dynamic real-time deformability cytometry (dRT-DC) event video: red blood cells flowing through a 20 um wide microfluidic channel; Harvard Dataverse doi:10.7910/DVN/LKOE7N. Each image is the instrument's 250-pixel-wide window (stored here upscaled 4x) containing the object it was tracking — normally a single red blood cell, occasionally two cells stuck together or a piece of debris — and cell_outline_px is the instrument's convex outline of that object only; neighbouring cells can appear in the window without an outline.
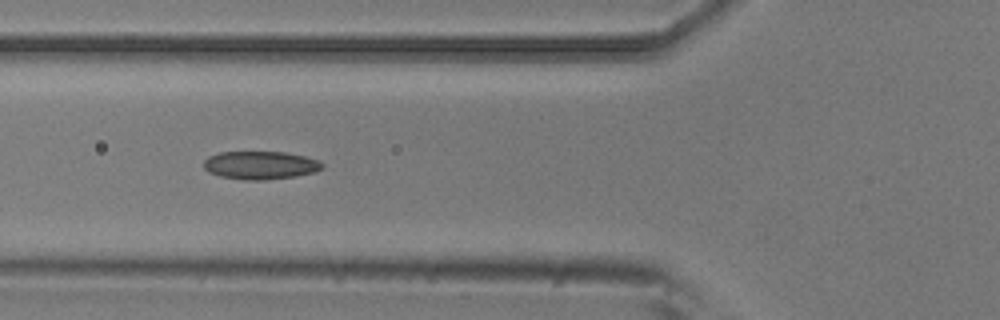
{"species": "common noctule bat (a hibernating species)", "species_latin": "Nyctalus noctula", "temperature_condition": "room temperature", "stored_images_in_passage": 6, "camera_frame_rate_fps": 3000, "um_per_image_px": 0.085, "animal": {"sex": "male", "body_mass_g": 20.5, "forearm_length_mm": 52.5}, "frame": {"image": 1, "passage_image": 4, "time_ms": 1.0, "image_size_px": [1000, 320], "cell_outline_px": [[324, 168], [316, 172], [296, 176], [264, 180], [244, 180], [220, 176], [208, 172], [204, 168], [204, 160], [208, 156], [220, 152], [284, 152], [304, 156], [320, 160], [324, 164]], "centroid_in_image_um": [22.16, 14.04], "position_along_channel_um": 103.6, "area_um2": 19.59}}
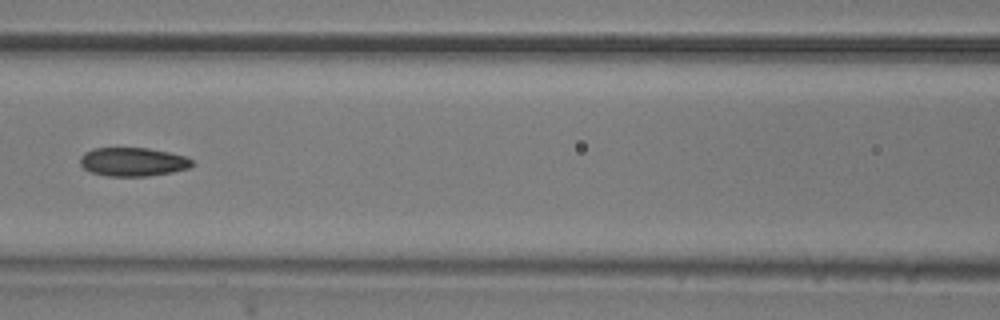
{"frame": {"image": 2, "passage_image": 5, "time_ms": 1.333, "image_size_px": [1000, 320], "cell_outline_px": [[192, 164], [188, 168], [172, 172], [148, 176], [108, 176], [92, 172], [84, 168], [80, 164], [80, 156], [84, 152], [92, 148], [148, 148], [168, 152], [184, 156], [192, 160]], "centroid_in_image_um": [11.26, 13.75], "position_along_channel_um": 155.3, "area_um2": 18.61}}
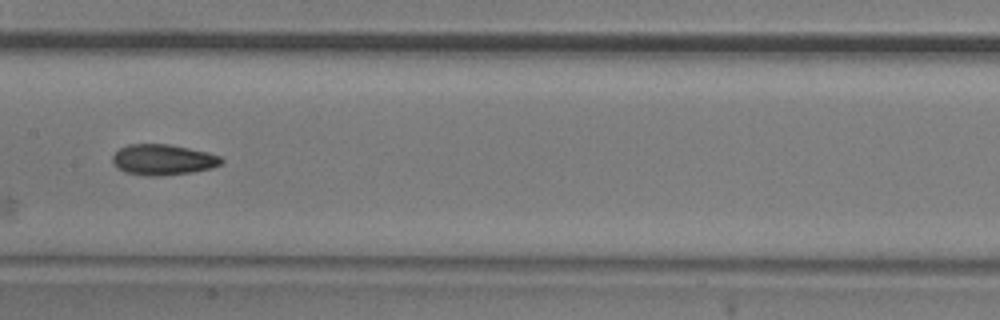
{"frame": {"image": 3, "passage_image": 6, "time_ms": 1.667, "image_size_px": [1000, 320], "cell_outline_px": [[224, 160], [220, 164], [212, 168], [192, 172], [160, 176], [148, 176], [124, 172], [116, 168], [112, 160], [112, 156], [120, 148], [128, 144], [172, 144], [208, 152], [220, 156]], "centroid_in_image_um": [13.85, 13.57], "position_along_channel_um": 193.6, "area_um2": 19.65}}